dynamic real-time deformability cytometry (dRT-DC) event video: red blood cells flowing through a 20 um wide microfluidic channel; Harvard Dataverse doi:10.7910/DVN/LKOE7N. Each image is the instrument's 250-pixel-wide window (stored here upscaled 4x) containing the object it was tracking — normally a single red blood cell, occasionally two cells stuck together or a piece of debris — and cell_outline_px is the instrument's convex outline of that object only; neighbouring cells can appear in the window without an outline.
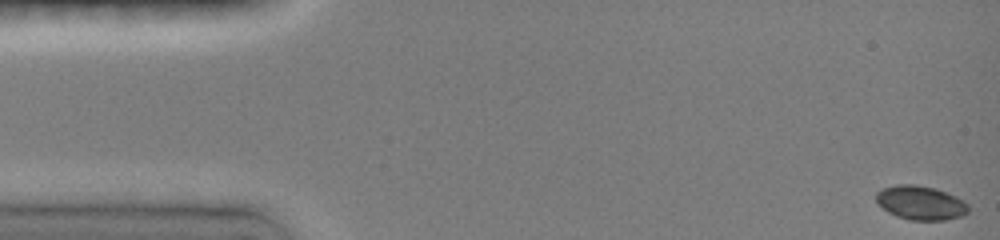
{"species": "common noctule bat (a hibernating species)", "species_latin": "Nyctalus noctula", "temperature_condition": "room temperature", "stored_images_in_passage": 12, "camera_frame_rate_fps": 3000, "um_per_image_px": 0.085, "animal": {"sex": "female", "body_mass_g": 19.0, "forearm_length_mm": 51.5}, "frame": {"image": 1, "passage_image": 1, "time_ms": 0.0, "image_size_px": [1000, 240], "cell_outline_px": [[968, 212], [964, 216], [944, 220], [908, 220], [896, 216], [888, 212], [876, 204], [876, 192], [884, 188], [896, 184], [916, 184], [936, 188], [956, 196], [964, 200], [968, 204]], "centroid_in_image_um": [78.25, 17.24], "position_along_channel_um": 6.7, "area_um2": 18.61}}
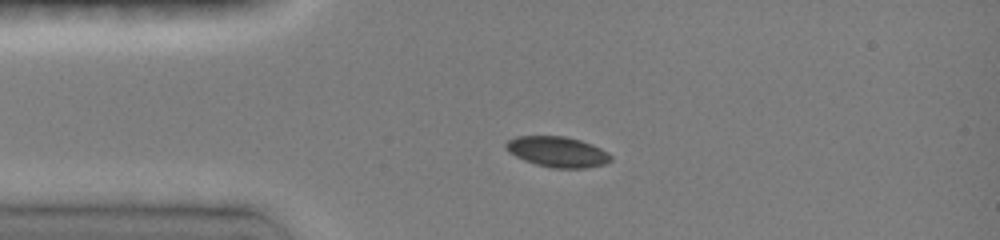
{"frame": {"image": 2, "passage_image": 9, "time_ms": 3.333, "image_size_px": [1000, 240], "cell_outline_px": [[612, 160], [604, 164], [584, 168], [552, 168], [536, 164], [524, 160], [508, 152], [504, 148], [504, 144], [508, 140], [516, 136], [564, 136], [580, 140], [592, 144], [608, 152], [612, 156]], "centroid_in_image_um": [47.36, 12.9], "position_along_channel_um": 37.6, "area_um2": 18.73}}